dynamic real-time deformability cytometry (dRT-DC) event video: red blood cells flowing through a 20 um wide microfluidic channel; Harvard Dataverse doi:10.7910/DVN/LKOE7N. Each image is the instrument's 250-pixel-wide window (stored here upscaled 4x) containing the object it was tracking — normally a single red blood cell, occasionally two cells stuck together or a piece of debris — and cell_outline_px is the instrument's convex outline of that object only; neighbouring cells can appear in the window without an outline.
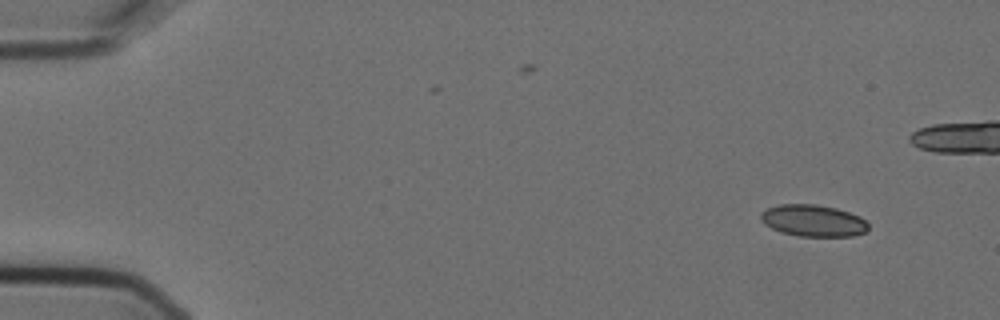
{"species": "Egyptian fruit bat (a non-hibernating species)", "species_latin": "Rousettus aegyptiacus", "temperature_condition": "cold", "stored_images_in_passage": 12, "camera_frame_rate_fps": 3000, "um_per_image_px": 0.085, "animal": {"sex": "female"}, "frame": {"image": 1, "passage_image": 1, "time_ms": 0.0, "image_size_px": [1000, 320], "cell_outline_px": [[868, 228], [864, 232], [852, 236], [800, 236], [780, 232], [764, 224], [760, 220], [760, 212], [768, 208], [780, 204], [816, 204], [836, 208], [860, 216], [868, 224]], "centroid_in_image_um": [69.09, 18.75], "position_along_channel_um": 15.9, "area_um2": 19.88}}
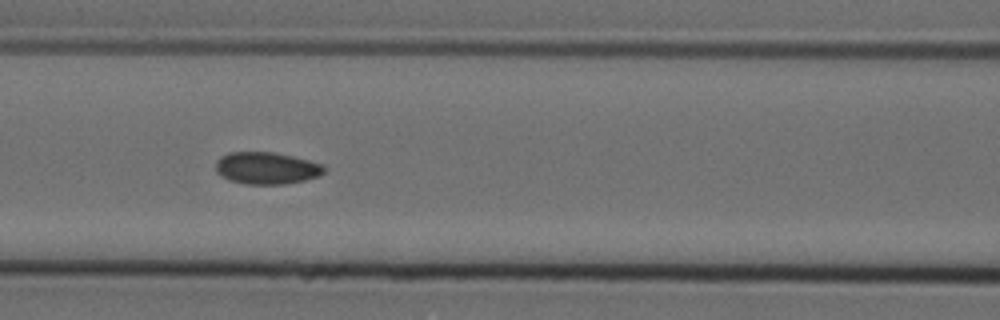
{"frame": {"image": 2, "passage_image": 6, "time_ms": 1.667, "image_size_px": [1000, 320], "cell_outline_px": [[324, 172], [320, 176], [304, 180], [284, 184], [244, 184], [232, 180], [216, 172], [216, 160], [220, 156], [228, 152], [272, 152], [292, 156], [324, 164]], "centroid_in_image_um": [22.66, 14.28], "position_along_channel_um": 143.9, "area_um2": 20.17}}
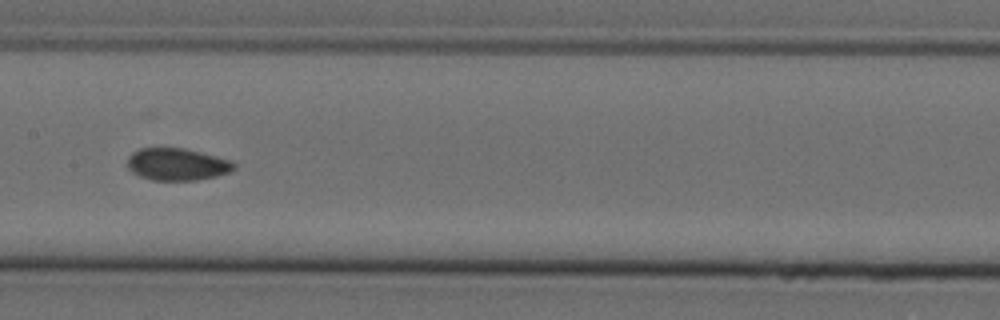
{"frame": {"image": 3, "passage_image": 7, "time_ms": 2.0, "image_size_px": [1000, 320], "cell_outline_px": [[236, 168], [228, 172], [216, 176], [196, 180], [152, 180], [140, 176], [132, 172], [128, 168], [128, 156], [132, 152], [140, 148], [184, 148], [232, 160], [236, 164]], "centroid_in_image_um": [15.05, 13.96], "position_along_channel_um": 192.3, "area_um2": 20.0}}